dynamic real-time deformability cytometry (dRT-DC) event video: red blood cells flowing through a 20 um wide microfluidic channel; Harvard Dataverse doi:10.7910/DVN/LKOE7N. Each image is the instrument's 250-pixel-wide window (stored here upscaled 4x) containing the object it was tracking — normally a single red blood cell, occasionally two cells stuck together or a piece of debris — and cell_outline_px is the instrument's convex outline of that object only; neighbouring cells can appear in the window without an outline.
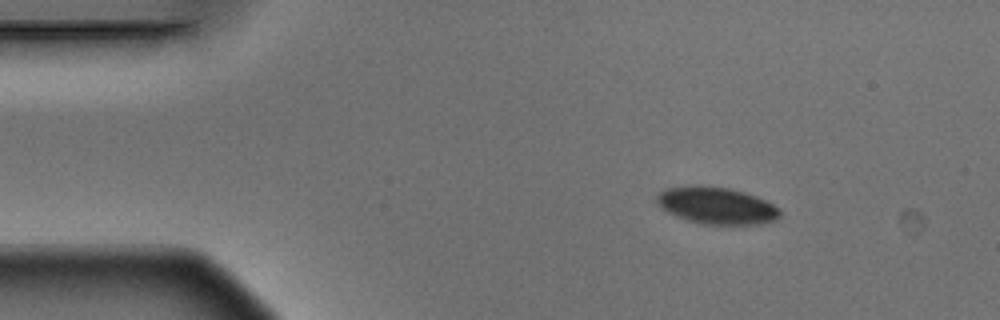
{"species": "Egyptian fruit bat (a non-hibernating species)", "species_latin": "Rousettus aegyptiacus", "temperature_condition": "warm", "stored_images_in_passage": 3, "camera_frame_rate_fps": 3000, "um_per_image_px": 0.085, "animal": {"sex": "male"}, "frame": {"image": 1, "passage_image": 1, "time_ms": 0.0, "image_size_px": [1000, 320], "cell_outline_px": [[780, 216], [776, 220], [760, 224], [700, 224], [688, 220], [668, 212], [656, 204], [656, 196], [664, 188], [696, 184], [700, 184], [732, 188], [756, 196], [780, 208]], "centroid_in_image_um": [60.89, 17.45], "position_along_channel_um": 24.1, "area_um2": 26.82}}
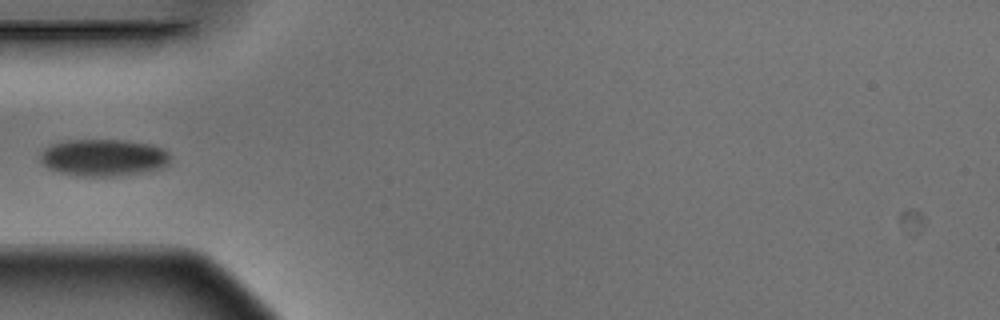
{"frame": {"image": 2, "passage_image": 3, "time_ms": 0.667, "image_size_px": [1000, 320], "cell_outline_px": [[168, 164], [164, 168], [144, 172], [120, 176], [76, 176], [60, 172], [48, 168], [40, 160], [40, 152], [44, 148], [52, 144], [68, 140], [124, 140], [152, 144], [164, 148], [168, 152]], "centroid_in_image_um": [8.81, 13.4], "position_along_channel_um": 76.2, "area_um2": 28.26}}